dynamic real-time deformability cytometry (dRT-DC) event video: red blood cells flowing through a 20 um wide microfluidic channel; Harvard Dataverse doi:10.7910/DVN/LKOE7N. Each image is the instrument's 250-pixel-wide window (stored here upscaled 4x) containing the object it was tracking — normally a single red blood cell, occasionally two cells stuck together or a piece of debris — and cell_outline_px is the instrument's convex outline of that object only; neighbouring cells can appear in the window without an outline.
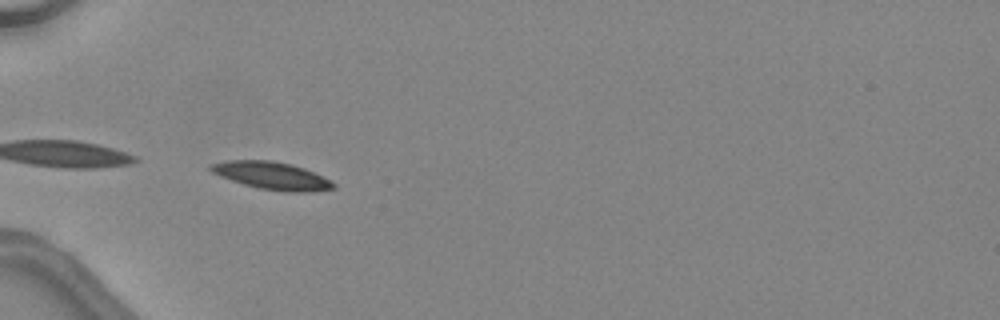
{"species": "common noctule bat (a hibernating species)", "species_latin": "Nyctalus noctula", "temperature_condition": "warm", "stored_images_in_passage": 9, "camera_frame_rate_fps": 3000, "um_per_image_px": 0.085, "animal": {"sex": "female", "body_mass_g": 24.6, "forearm_length_mm": 56.2}, "frame": {"image": 1, "passage_image": 2, "time_ms": 0.333, "image_size_px": [1000, 320], "cell_outline_px": [[336, 188], [312, 192], [288, 192], [260, 188], [244, 184], [220, 176], [212, 172], [208, 168], [208, 164], [228, 160], [272, 160], [292, 164], [304, 168], [324, 176], [336, 184]], "centroid_in_image_um": [23.13, 14.92], "position_along_channel_um": 61.9, "area_um2": 19.83}}